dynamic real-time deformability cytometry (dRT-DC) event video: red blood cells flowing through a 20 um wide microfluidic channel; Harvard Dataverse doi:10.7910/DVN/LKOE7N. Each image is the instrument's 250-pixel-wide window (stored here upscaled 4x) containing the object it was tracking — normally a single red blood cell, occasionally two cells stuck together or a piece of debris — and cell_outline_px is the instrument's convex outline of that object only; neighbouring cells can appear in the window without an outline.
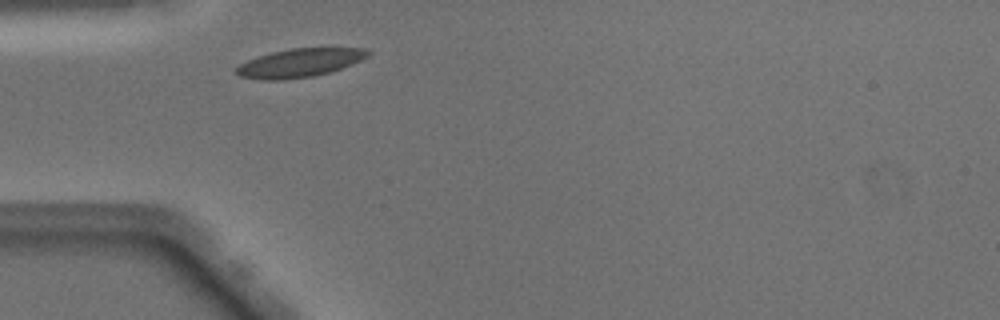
{"species": "Egyptian fruit bat (a non-hibernating species)", "species_latin": "Rousettus aegyptiacus", "temperature_condition": "warm", "stored_images_in_passage": 38, "camera_frame_rate_fps": 3000, "um_per_image_px": 0.085, "animal": {"sex": "male"}, "frame": {"image": 1, "passage_image": 3, "time_ms": 0.667, "image_size_px": [1000, 320], "cell_outline_px": [[372, 52], [368, 56], [352, 64], [328, 72], [312, 76], [284, 80], [264, 80], [240, 76], [236, 72], [236, 68], [240, 64], [248, 60], [272, 52], [292, 48], [364, 48]], "centroid_in_image_um": [25.48, 5.34], "position_along_channel_um": 59.5, "area_um2": 21.56}}
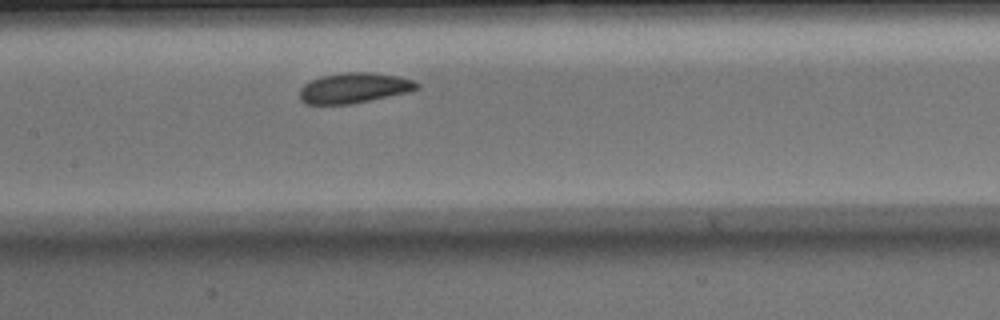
{"frame": {"image": 2, "passage_image": 12, "time_ms": 3.667, "image_size_px": [1000, 320], "cell_outline_px": [[420, 88], [408, 92], [352, 104], [308, 104], [300, 100], [300, 88], [304, 84], [320, 76], [344, 72], [372, 72], [396, 76], [412, 80], [420, 84]], "centroid_in_image_um": [30.09, 7.47], "position_along_channel_um": 177.3, "area_um2": 20.69}}
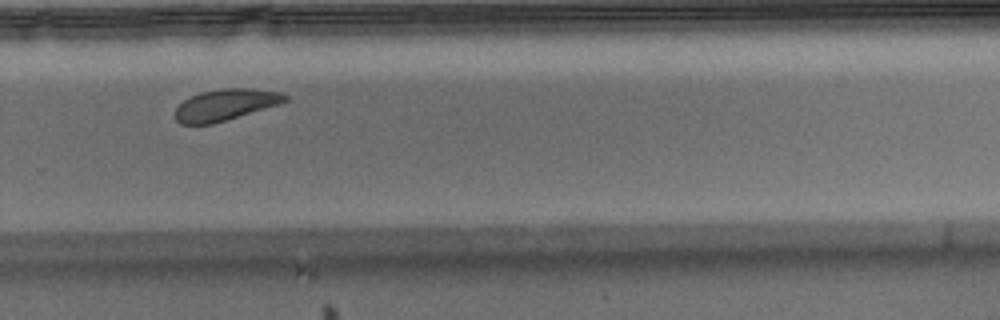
{"frame": {"image": 3, "passage_image": 22, "time_ms": 7.0, "image_size_px": [1000, 320], "cell_outline_px": [[288, 100], [280, 104], [212, 124], [180, 124], [176, 120], [176, 108], [184, 100], [200, 92], [224, 88], [252, 88], [280, 92], [288, 96]], "centroid_in_image_um": [19.18, 8.9], "position_along_channel_um": 310.6, "area_um2": 19.94}, "authors_computed_cell_mechanics": {"area_um2": 21.0103, "velocity_mm_per_s": 4.0103, "shape_relaxation_time_tau1_ms": 1.8079, "shape_relaxation_time_tau2_ms": null, "deformation_change_tau1": 0.0937, "deformation_change_tau2": null}}